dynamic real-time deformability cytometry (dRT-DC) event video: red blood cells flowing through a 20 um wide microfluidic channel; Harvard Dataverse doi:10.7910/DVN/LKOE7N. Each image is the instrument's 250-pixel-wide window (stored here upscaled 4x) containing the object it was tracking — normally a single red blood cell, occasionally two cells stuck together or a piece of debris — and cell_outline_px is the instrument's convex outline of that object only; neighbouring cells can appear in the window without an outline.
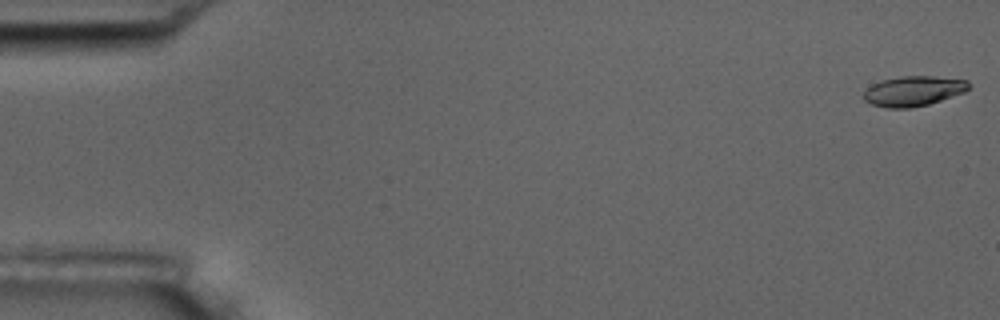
{"species": "common noctule bat (a hibernating species)", "species_latin": "Nyctalus noctula", "temperature_condition": "room temperature", "stored_images_in_passage": 5, "camera_frame_rate_fps": 3000, "um_per_image_px": 0.085, "animal": {"sex": "male", "body_mass_g": 17.5, "forearm_length_mm": 52.3}, "frame": {"image": 1, "passage_image": 1, "time_ms": 0.0, "image_size_px": [1000, 320], "cell_outline_px": [[968, 88], [964, 92], [928, 104], [912, 108], [888, 108], [872, 104], [864, 100], [864, 92], [872, 84], [880, 80], [900, 76], [932, 76], [968, 80]], "centroid_in_image_um": [77.61, 7.73], "position_along_channel_um": 7.4, "area_um2": 18.26}}